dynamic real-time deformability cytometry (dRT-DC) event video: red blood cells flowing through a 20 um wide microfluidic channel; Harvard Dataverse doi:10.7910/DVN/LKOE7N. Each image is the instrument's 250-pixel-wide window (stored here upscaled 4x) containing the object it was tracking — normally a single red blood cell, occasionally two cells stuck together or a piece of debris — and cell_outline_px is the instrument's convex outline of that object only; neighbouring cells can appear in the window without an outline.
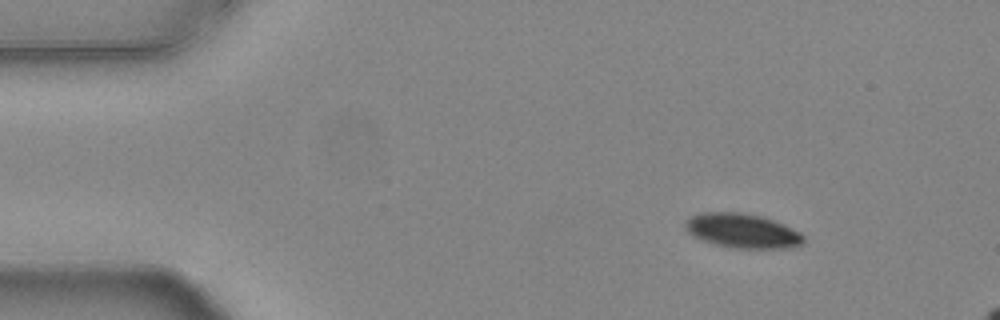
{"species": "common noctule bat (a hibernating species)", "species_latin": "Nyctalus noctula", "temperature_condition": "warm", "stored_images_in_passage": 10, "camera_frame_rate_fps": 3000, "um_per_image_px": 0.085, "animal": {"sex": "female", "body_mass_g": 24.6, "forearm_length_mm": 56.2}, "frame": {"image": 1, "passage_image": 1, "time_ms": 0.0, "image_size_px": [1000, 320], "cell_outline_px": [[804, 244], [784, 248], [732, 248], [700, 240], [688, 232], [684, 228], [684, 224], [692, 216], [700, 212], [740, 212], [764, 216], [784, 224], [800, 232], [804, 236]], "centroid_in_image_um": [63.11, 19.61], "position_along_channel_um": 21.9, "area_um2": 23.87}}